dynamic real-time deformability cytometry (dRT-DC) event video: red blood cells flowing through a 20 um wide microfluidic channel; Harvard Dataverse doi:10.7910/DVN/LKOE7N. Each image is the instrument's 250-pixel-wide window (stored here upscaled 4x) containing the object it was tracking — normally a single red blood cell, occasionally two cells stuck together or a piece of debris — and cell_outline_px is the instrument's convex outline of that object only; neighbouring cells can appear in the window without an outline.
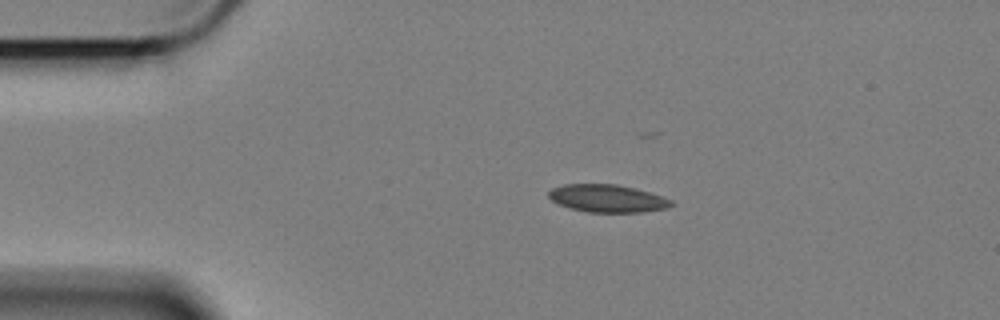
{"species": "Egyptian fruit bat (a non-hibernating species)", "species_latin": "Rousettus aegyptiacus", "temperature_condition": "cold", "stored_images_in_passage": 36, "camera_frame_rate_fps": 3000, "um_per_image_px": 0.085, "animal": {"sex": "female"}, "frame": {"image": 1, "passage_image": 1, "time_ms": 0.0, "image_size_px": [1000, 320], "cell_outline_px": [[676, 204], [668, 208], [644, 212], [588, 212], [568, 208], [552, 200], [548, 196], [548, 192], [552, 188], [564, 184], [616, 184], [636, 188], [672, 200]], "centroid_in_image_um": [51.64, 16.87], "position_along_channel_um": 33.4, "area_um2": 19.83}}
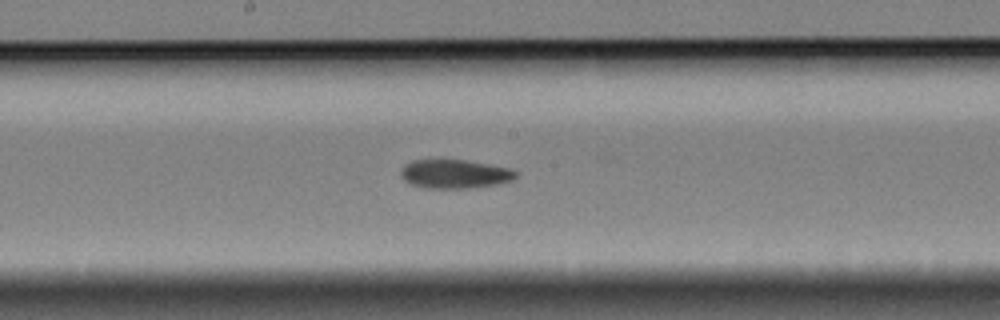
{"frame": {"image": 2, "passage_image": 20, "time_ms": 6.333, "image_size_px": [1000, 320], "cell_outline_px": [[516, 176], [512, 180], [500, 184], [472, 188], [428, 188], [412, 184], [404, 180], [400, 176], [400, 172], [404, 164], [412, 160], [464, 160], [488, 164], [508, 168], [516, 172]], "centroid_in_image_um": [38.63, 14.79], "position_along_channel_um": 209.6, "area_um2": 19.25}}
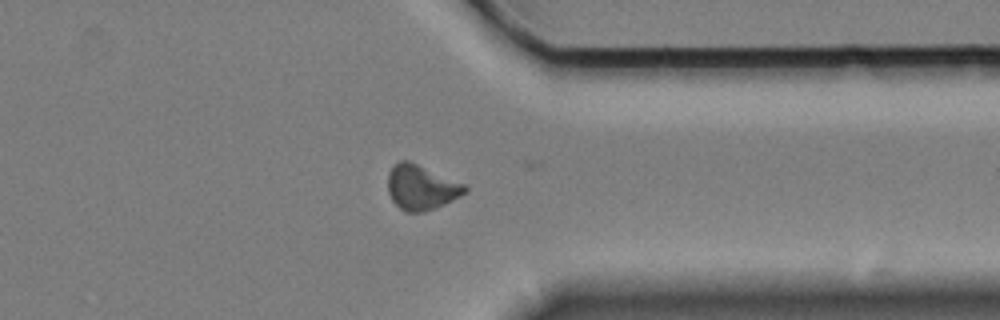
{"frame": {"image": 3, "passage_image": 35, "time_ms": 11.333, "image_size_px": [1000, 320], "cell_outline_px": [[468, 192], [444, 204], [424, 212], [404, 212], [392, 200], [388, 192], [388, 172], [400, 160], [408, 160], [464, 184], [468, 188]], "centroid_in_image_um": [35.79, 15.94], "position_along_channel_um": 375.6, "area_um2": 19.94}, "authors_computed_cell_mechanics": {"area_um2": 19.6809, "velocity_mm_per_s": 3.3948, "shape_relaxation_time_tau1_ms": null, "shape_relaxation_time_tau2_ms": 10.0271, "deformation_change_tau1": null, "deformation_change_tau2": 0.1432}}